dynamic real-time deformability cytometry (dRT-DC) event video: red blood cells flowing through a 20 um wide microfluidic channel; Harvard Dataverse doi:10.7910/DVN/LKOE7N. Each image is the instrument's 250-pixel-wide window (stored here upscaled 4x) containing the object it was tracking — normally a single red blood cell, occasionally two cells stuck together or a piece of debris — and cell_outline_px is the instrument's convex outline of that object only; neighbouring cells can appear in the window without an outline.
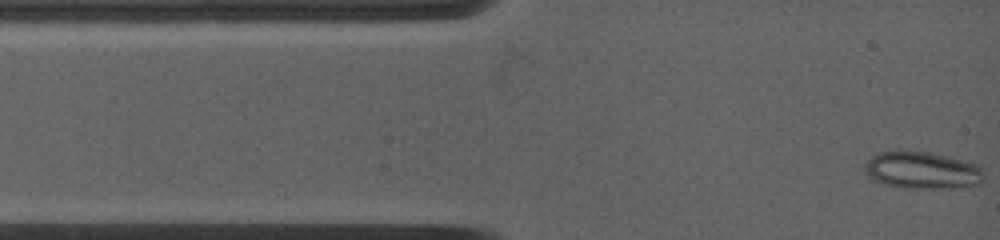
{"species": "common noctule bat (a hibernating species)", "species_latin": "Nyctalus noctula", "temperature_condition": "warm", "stored_images_in_passage": 63, "camera_frame_rate_fps": 4500, "um_per_image_px": 0.085, "animal": {"sex": "female", "body_mass_g": 19.0, "forearm_length_mm": 53.3}, "frame": {"image": 1, "passage_image": 1, "time_ms": 0.0, "image_size_px": [1000, 240], "cell_outline_px": [[984, 176], [980, 184], [960, 188], [896, 188], [876, 180], [864, 172], [864, 164], [872, 156], [880, 152], [896, 148], [928, 152], [948, 156], [964, 160], [976, 164], [980, 168]], "centroid_in_image_um": [78.36, 14.45], "position_along_channel_um": 6.6, "area_um2": 26.36}}
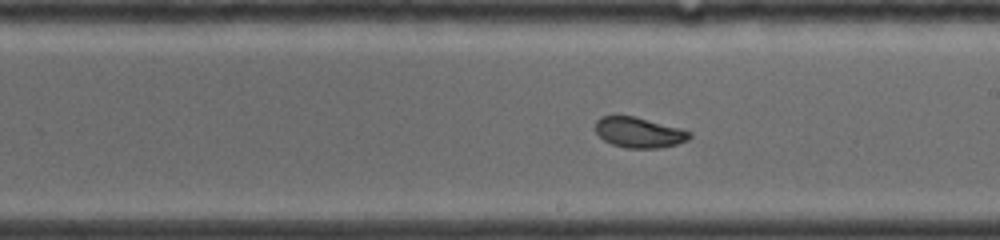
{"frame": {"image": 2, "passage_image": 33, "time_ms": 7.111, "image_size_px": [1000, 240], "cell_outline_px": [[692, 136], [688, 140], [676, 144], [660, 148], [628, 148], [612, 144], [604, 140], [596, 132], [596, 120], [600, 116], [636, 116], [680, 128], [692, 132]], "centroid_in_image_um": [54.34, 11.25], "position_along_channel_um": 234.7, "area_um2": 16.7}}
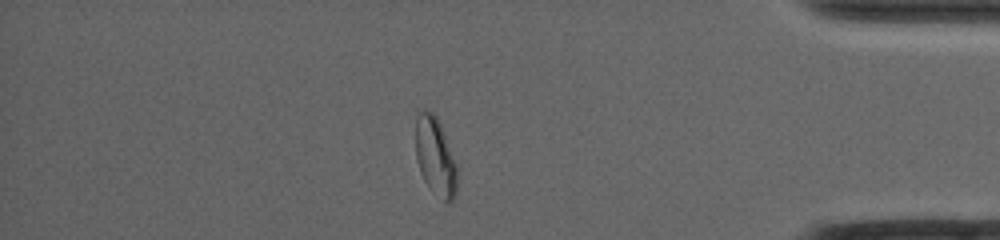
{"frame": {"image": 3, "passage_image": 56, "time_ms": 12.222, "image_size_px": [1000, 240], "cell_outline_px": [[460, 168], [456, 196], [452, 204], [448, 204], [432, 192], [424, 180], [420, 172], [416, 160], [416, 112], [432, 112], [436, 116], [440, 124]], "centroid_in_image_um": [37.07, 13.4], "position_along_channel_um": 398.1, "area_um2": 19.65}, "authors_computed_cell_mechanics": {"area_um2": 17.9758, "velocity_mm_per_s": 3.9, "shape_relaxation_time_tau1_ms": null, "shape_relaxation_time_tau2_ms": 0.9177, "deformation_change_tau1": null, "deformation_change_tau2": 0.0563}}